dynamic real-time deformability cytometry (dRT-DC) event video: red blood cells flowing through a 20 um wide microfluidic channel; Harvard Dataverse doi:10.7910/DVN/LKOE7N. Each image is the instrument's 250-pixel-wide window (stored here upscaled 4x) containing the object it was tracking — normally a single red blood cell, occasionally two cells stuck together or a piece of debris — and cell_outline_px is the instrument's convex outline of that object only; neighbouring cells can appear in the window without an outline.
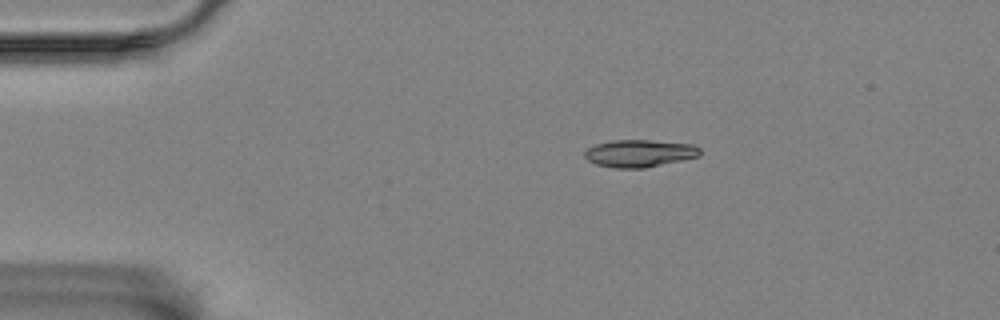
{"species": "Egyptian fruit bat (a non-hibernating species)", "species_latin": "Rousettus aegyptiacus", "temperature_condition": "room temperature", "stored_images_in_passage": 47, "camera_frame_rate_fps": 3000, "um_per_image_px": 0.085, "animal": {"sex": "female"}, "frame": {"image": 1, "passage_image": 1, "time_ms": 0.0, "image_size_px": [1000, 320], "cell_outline_px": [[700, 156], [644, 168], [616, 168], [596, 164], [588, 160], [584, 156], [584, 152], [588, 148], [596, 144], [612, 140], [652, 140], [692, 144], [700, 148]], "centroid_in_image_um": [54.35, 13.03], "position_along_channel_um": 30.6, "area_um2": 18.32}}
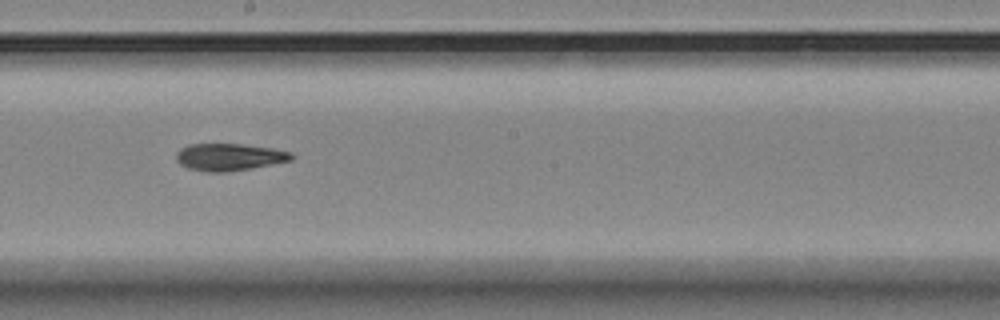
{"frame": {"image": 2, "passage_image": 22, "time_ms": 7.0, "image_size_px": [1000, 320], "cell_outline_px": [[296, 156], [292, 160], [228, 172], [208, 172], [188, 168], [180, 164], [176, 160], [176, 152], [180, 148], [188, 144], [240, 144], [272, 148], [292, 152]], "centroid_in_image_um": [19.47, 13.34], "position_along_channel_um": 228.7, "area_um2": 18.26}}
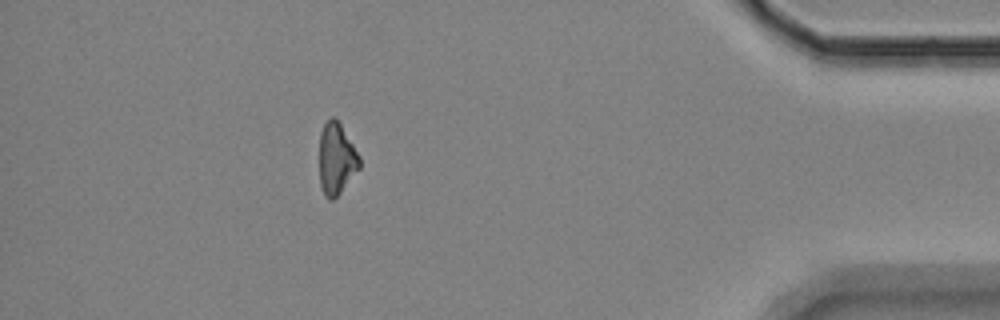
{"frame": {"image": 3, "passage_image": 41, "time_ms": 13.333, "image_size_px": [1000, 320], "cell_outline_px": [[360, 168], [340, 192], [332, 200], [328, 200], [324, 196], [320, 184], [320, 132], [324, 124], [332, 116], [336, 116], [360, 156]], "centroid_in_image_um": [28.6, 13.48], "position_along_channel_um": 406.6, "area_um2": 16.76}}